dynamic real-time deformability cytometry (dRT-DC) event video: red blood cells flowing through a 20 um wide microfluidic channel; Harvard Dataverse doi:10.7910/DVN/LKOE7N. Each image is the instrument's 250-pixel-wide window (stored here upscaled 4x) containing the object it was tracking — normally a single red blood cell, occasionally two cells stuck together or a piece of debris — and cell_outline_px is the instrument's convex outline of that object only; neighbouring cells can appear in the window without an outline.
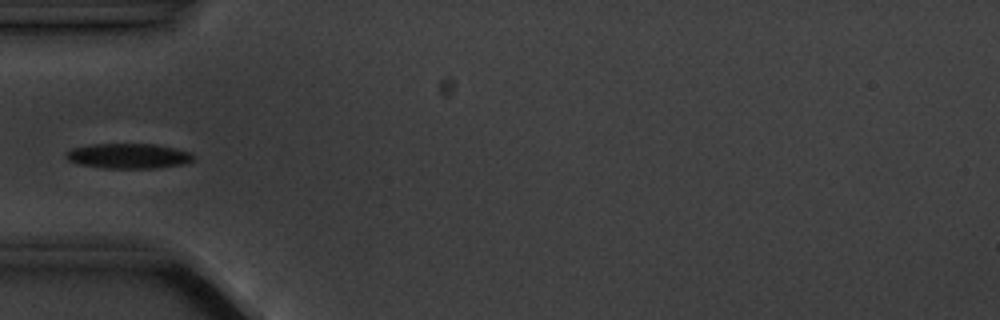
{"species": "common noctule bat (a hibernating species)", "species_latin": "Nyctalus noctula", "temperature_condition": "cold", "stored_images_in_passage": 4, "camera_frame_rate_fps": 3000, "um_per_image_px": 0.085, "animal": {"sex": "male", "body_mass_g": 20.1, "forearm_length_mm": 53.5}, "frame": {"image": 1, "passage_image": 4, "time_ms": 3.333, "image_size_px": [1000, 320], "cell_outline_px": [[196, 156], [192, 160], [184, 164], [156, 168], [104, 168], [80, 164], [68, 160], [64, 156], [64, 152], [72, 148], [92, 144], [156, 144], [176, 148], [192, 152]], "centroid_in_image_um": [10.93, 13.25], "position_along_channel_um": 74.1, "area_um2": 18.79}}